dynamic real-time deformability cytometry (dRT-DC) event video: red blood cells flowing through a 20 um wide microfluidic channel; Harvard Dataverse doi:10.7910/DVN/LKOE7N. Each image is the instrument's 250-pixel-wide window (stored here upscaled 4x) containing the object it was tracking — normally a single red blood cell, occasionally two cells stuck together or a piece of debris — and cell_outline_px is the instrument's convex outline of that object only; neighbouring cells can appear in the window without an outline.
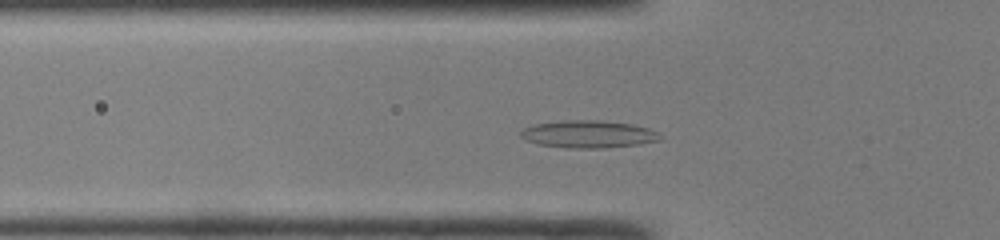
{"species": "common noctule bat (a hibernating species)", "species_latin": "Nyctalus noctula", "temperature_condition": "room temperature", "stored_images_in_passage": 42, "camera_frame_rate_fps": 3000, "um_per_image_px": 0.085, "animal": {"sex": "male", "body_mass_g": 19.0, "forearm_length_mm": 50.8}, "frame": {"image": 1, "passage_image": 10, "time_ms": 3.0, "image_size_px": [1000, 240], "cell_outline_px": [[660, 140], [636, 144], [604, 148], [568, 148], [540, 144], [524, 140], [520, 136], [520, 132], [524, 128], [536, 124], [560, 120], [600, 120], [632, 124], [648, 128], [656, 132], [660, 136]], "centroid_in_image_um": [49.97, 11.4], "position_along_channel_um": 75.8, "area_um2": 22.14}}
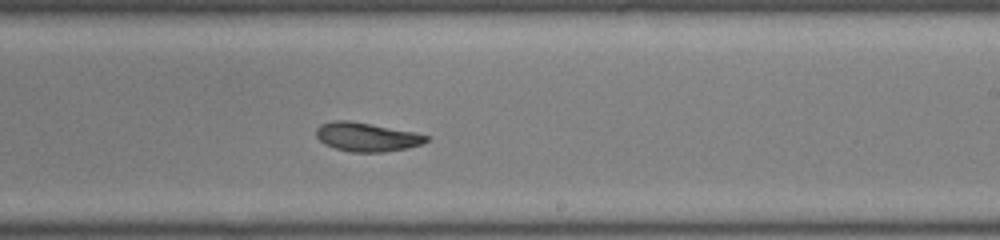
{"frame": {"image": 2, "passage_image": 23, "time_ms": 7.333, "image_size_px": [1000, 240], "cell_outline_px": [[432, 136], [428, 140], [420, 144], [408, 148], [384, 152], [352, 152], [336, 148], [324, 144], [316, 136], [316, 128], [320, 124], [332, 120], [348, 120], [416, 132]], "centroid_in_image_um": [31.18, 11.63], "position_along_channel_um": 257.8, "area_um2": 18.61}}
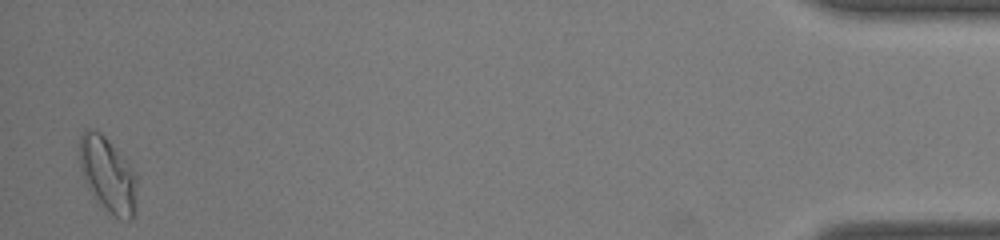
{"frame": {"image": 3, "passage_image": 41, "time_ms": 13.333, "image_size_px": [1000, 240], "cell_outline_px": [[136, 212], [132, 220], [120, 220], [88, 188], [84, 180], [80, 168], [80, 136], [84, 128], [92, 128], [100, 132], [132, 164], [136, 172]], "centroid_in_image_um": [9.2, 14.8], "position_along_channel_um": 426.0, "area_um2": 25.03}, "authors_computed_cell_mechanics": {"area_um2": 19.7965, "velocity_mm_per_s": 4.2002, "shape_relaxation_time_tau1_ms": null, "shape_relaxation_time_tau2_ms": 3.4136, "deformation_change_tau1": null, "deformation_change_tau2": 0.0972}}